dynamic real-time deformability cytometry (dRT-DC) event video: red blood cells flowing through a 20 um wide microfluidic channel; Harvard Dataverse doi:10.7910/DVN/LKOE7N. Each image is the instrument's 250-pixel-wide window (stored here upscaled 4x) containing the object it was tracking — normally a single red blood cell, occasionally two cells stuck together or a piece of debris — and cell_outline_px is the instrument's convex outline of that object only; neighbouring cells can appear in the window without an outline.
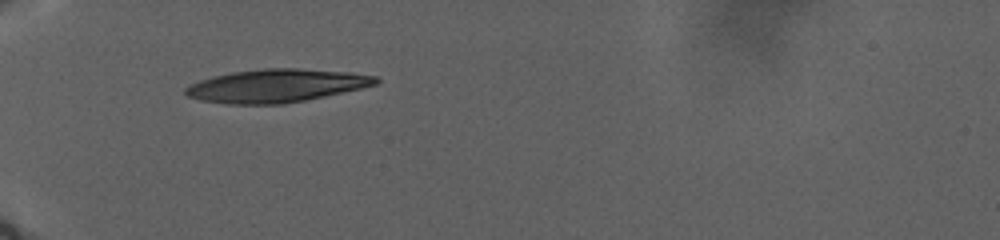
{"species": "human", "species_latin": "Homo sapiens", "temperature_condition": "warm", "stored_images_in_passage": 17, "camera_frame_rate_fps": 3000, "um_per_image_px": 0.085, "donor": {"sex": "male"}, "frame": {"image": 1, "passage_image": 1, "time_ms": 0.0, "image_size_px": [1000, 240], "cell_outline_px": [[380, 80], [376, 84], [360, 88], [324, 96], [284, 104], [224, 104], [200, 100], [188, 96], [184, 92], [184, 88], [200, 80], [212, 76], [232, 72], [264, 68], [300, 68], [348, 72], [376, 76]], "centroid_in_image_um": [23.45, 7.28], "position_along_channel_um": 61.6, "area_um2": 36.59}}
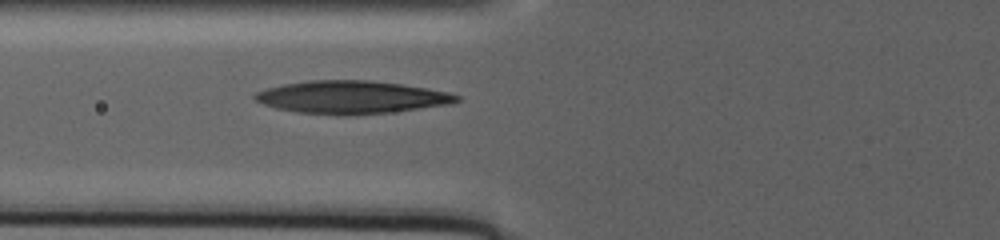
{"frame": {"image": 2, "passage_image": 14, "time_ms": 3.0, "image_size_px": [1000, 240], "cell_outline_px": [[460, 100], [452, 104], [388, 112], [348, 116], [336, 116], [296, 112], [276, 108], [264, 104], [256, 100], [252, 96], [256, 92], [268, 88], [284, 84], [308, 80], [372, 80], [400, 84], [448, 92], [460, 96]], "centroid_in_image_um": [29.85, 8.27], "position_along_channel_um": 95.9, "area_um2": 38.67}}